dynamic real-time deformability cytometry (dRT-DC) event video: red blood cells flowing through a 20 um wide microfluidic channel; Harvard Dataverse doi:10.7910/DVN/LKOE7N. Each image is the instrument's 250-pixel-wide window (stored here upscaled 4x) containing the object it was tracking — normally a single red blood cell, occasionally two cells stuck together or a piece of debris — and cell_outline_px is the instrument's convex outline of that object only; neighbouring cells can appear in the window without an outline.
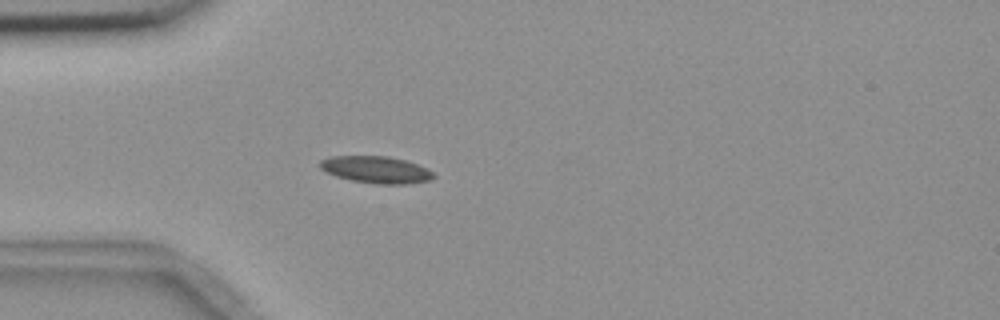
{"species": "common noctule bat (a hibernating species)", "species_latin": "Nyctalus noctula", "temperature_condition": "room temperature", "stored_images_in_passage": 5, "camera_frame_rate_fps": 3000, "um_per_image_px": 0.085, "animal": {"sex": "female", "body_mass_g": 18.4}, "frame": {"image": 1, "passage_image": 5, "time_ms": 5.0, "image_size_px": [1000, 320], "cell_outline_px": [[436, 176], [428, 180], [404, 184], [376, 184], [352, 180], [336, 176], [320, 168], [320, 160], [332, 156], [388, 156], [404, 160], [416, 164], [432, 172]], "centroid_in_image_um": [31.94, 14.42], "position_along_channel_um": 53.1, "area_um2": 17.51}}